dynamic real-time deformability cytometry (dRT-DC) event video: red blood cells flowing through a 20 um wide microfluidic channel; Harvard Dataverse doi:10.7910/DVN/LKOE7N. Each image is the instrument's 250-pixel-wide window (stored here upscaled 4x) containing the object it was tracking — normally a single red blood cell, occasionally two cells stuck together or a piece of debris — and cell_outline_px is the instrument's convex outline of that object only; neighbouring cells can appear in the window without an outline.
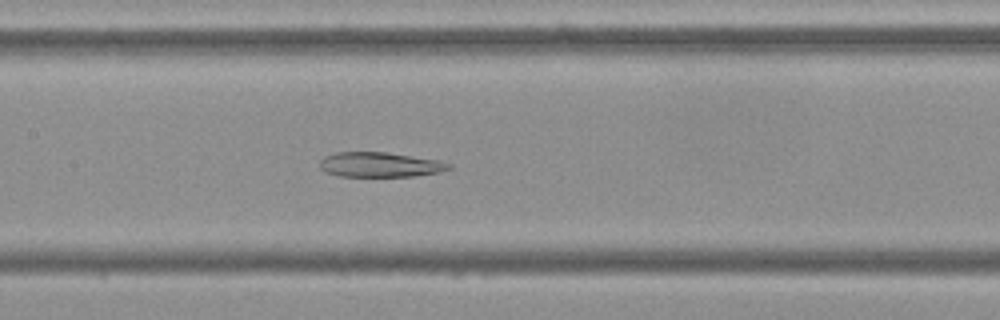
{"species": "Egyptian fruit bat (a non-hibernating species)", "species_latin": "Rousettus aegyptiacus", "temperature_condition": "cold", "stored_images_in_passage": 55, "camera_frame_rate_fps": 3000, "um_per_image_px": 0.085, "frame": {"image": 1, "passage_image": 26, "time_ms": 8.333, "image_size_px": [1000, 320], "cell_outline_px": [[452, 168], [440, 172], [412, 176], [340, 176], [324, 172], [320, 168], [320, 160], [324, 156], [336, 152], [384, 152], [440, 160], [452, 164]], "centroid_in_image_um": [32.29, 13.99], "position_along_channel_um": 175.1, "area_um2": 18.73}}
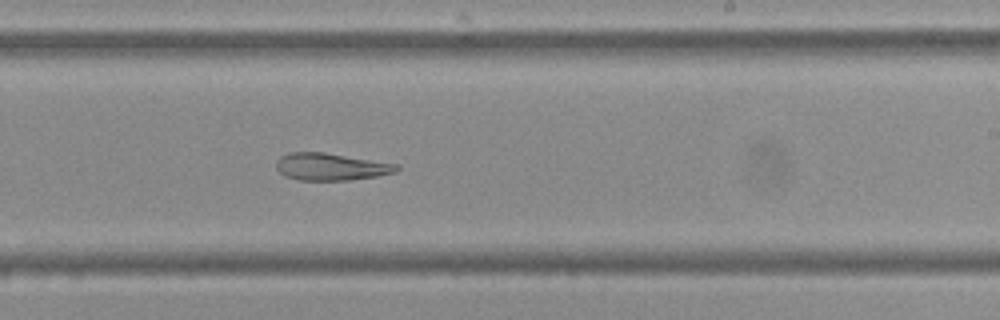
{"frame": {"image": 2, "passage_image": 33, "time_ms": 10.667, "image_size_px": [1000, 320], "cell_outline_px": [[400, 168], [396, 172], [376, 176], [348, 180], [300, 180], [284, 176], [276, 168], [276, 160], [280, 156], [288, 152], [324, 152], [400, 164]], "centroid_in_image_um": [28.12, 14.16], "position_along_channel_um": 260.9, "area_um2": 19.25}}
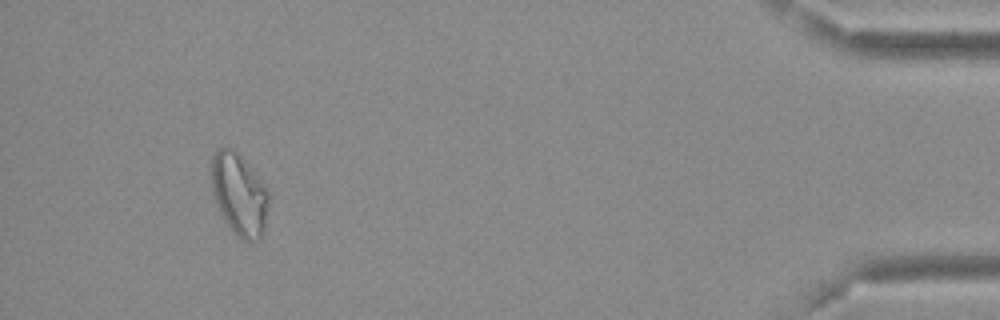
{"frame": {"image": 3, "passage_image": 51, "time_ms": 16.667, "image_size_px": [1000, 320], "cell_outline_px": [[268, 204], [264, 232], [256, 240], [248, 244], [236, 236], [220, 212], [212, 192], [212, 156], [220, 148], [232, 148], [264, 184], [268, 192]], "centroid_in_image_um": [20.34, 16.58], "position_along_channel_um": 414.9, "area_um2": 26.88}, "authors_computed_cell_mechanics": {"area_um2": 24.7962, "velocity_mm_per_s": 3.6855, "shape_relaxation_time_tau1_ms": null, "shape_relaxation_time_tau2_ms": 10.6782, "deformation_change_tau1": null, "deformation_change_tau2": 0.2142}}